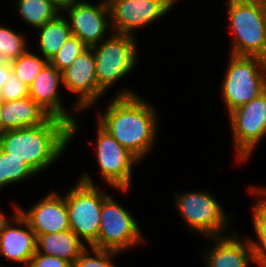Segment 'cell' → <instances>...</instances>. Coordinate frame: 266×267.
Masks as SVG:
<instances>
[{
    "label": "cell",
    "instance_id": "33",
    "mask_svg": "<svg viewBox=\"0 0 266 267\" xmlns=\"http://www.w3.org/2000/svg\"><path fill=\"white\" fill-rule=\"evenodd\" d=\"M2 100H0V135L4 132V131H6L4 128H3V125H2V118H1V116H2Z\"/></svg>",
    "mask_w": 266,
    "mask_h": 267
},
{
    "label": "cell",
    "instance_id": "23",
    "mask_svg": "<svg viewBox=\"0 0 266 267\" xmlns=\"http://www.w3.org/2000/svg\"><path fill=\"white\" fill-rule=\"evenodd\" d=\"M38 175L25 161L12 157L0 149V191L5 186L30 180Z\"/></svg>",
    "mask_w": 266,
    "mask_h": 267
},
{
    "label": "cell",
    "instance_id": "19",
    "mask_svg": "<svg viewBox=\"0 0 266 267\" xmlns=\"http://www.w3.org/2000/svg\"><path fill=\"white\" fill-rule=\"evenodd\" d=\"M88 246L72 231L38 235L36 251L74 264Z\"/></svg>",
    "mask_w": 266,
    "mask_h": 267
},
{
    "label": "cell",
    "instance_id": "24",
    "mask_svg": "<svg viewBox=\"0 0 266 267\" xmlns=\"http://www.w3.org/2000/svg\"><path fill=\"white\" fill-rule=\"evenodd\" d=\"M0 24V61L11 63L29 49L25 34Z\"/></svg>",
    "mask_w": 266,
    "mask_h": 267
},
{
    "label": "cell",
    "instance_id": "14",
    "mask_svg": "<svg viewBox=\"0 0 266 267\" xmlns=\"http://www.w3.org/2000/svg\"><path fill=\"white\" fill-rule=\"evenodd\" d=\"M95 65L93 49L88 47L62 72L63 87L76 96L74 105L82 113L95 107L106 94L97 83Z\"/></svg>",
    "mask_w": 266,
    "mask_h": 267
},
{
    "label": "cell",
    "instance_id": "34",
    "mask_svg": "<svg viewBox=\"0 0 266 267\" xmlns=\"http://www.w3.org/2000/svg\"><path fill=\"white\" fill-rule=\"evenodd\" d=\"M248 1H258V2L266 3V0H248Z\"/></svg>",
    "mask_w": 266,
    "mask_h": 267
},
{
    "label": "cell",
    "instance_id": "20",
    "mask_svg": "<svg viewBox=\"0 0 266 267\" xmlns=\"http://www.w3.org/2000/svg\"><path fill=\"white\" fill-rule=\"evenodd\" d=\"M249 194L254 195L252 207V223L256 238L248 236L253 248L255 259L259 267H266V187L251 185L247 188Z\"/></svg>",
    "mask_w": 266,
    "mask_h": 267
},
{
    "label": "cell",
    "instance_id": "13",
    "mask_svg": "<svg viewBox=\"0 0 266 267\" xmlns=\"http://www.w3.org/2000/svg\"><path fill=\"white\" fill-rule=\"evenodd\" d=\"M60 86H63L62 72L48 63L29 86V97L51 117L62 119L68 123L71 126V141H73L80 131L78 129H81L78 126L80 124L77 120L79 117L76 116L81 111L74 104L71 105V112L66 109L63 97H61L63 95H61Z\"/></svg>",
    "mask_w": 266,
    "mask_h": 267
},
{
    "label": "cell",
    "instance_id": "9",
    "mask_svg": "<svg viewBox=\"0 0 266 267\" xmlns=\"http://www.w3.org/2000/svg\"><path fill=\"white\" fill-rule=\"evenodd\" d=\"M96 125L93 152L102 181L116 192L127 194L132 189L134 167L141 162L98 123Z\"/></svg>",
    "mask_w": 266,
    "mask_h": 267
},
{
    "label": "cell",
    "instance_id": "2",
    "mask_svg": "<svg viewBox=\"0 0 266 267\" xmlns=\"http://www.w3.org/2000/svg\"><path fill=\"white\" fill-rule=\"evenodd\" d=\"M70 143L71 126L55 117L40 126L6 130L0 135V149L25 161L37 174L58 162Z\"/></svg>",
    "mask_w": 266,
    "mask_h": 267
},
{
    "label": "cell",
    "instance_id": "22",
    "mask_svg": "<svg viewBox=\"0 0 266 267\" xmlns=\"http://www.w3.org/2000/svg\"><path fill=\"white\" fill-rule=\"evenodd\" d=\"M23 23L34 29L54 19L61 10L50 0H16L12 1Z\"/></svg>",
    "mask_w": 266,
    "mask_h": 267
},
{
    "label": "cell",
    "instance_id": "17",
    "mask_svg": "<svg viewBox=\"0 0 266 267\" xmlns=\"http://www.w3.org/2000/svg\"><path fill=\"white\" fill-rule=\"evenodd\" d=\"M37 236L18 213L0 233V257L28 267L36 253Z\"/></svg>",
    "mask_w": 266,
    "mask_h": 267
},
{
    "label": "cell",
    "instance_id": "28",
    "mask_svg": "<svg viewBox=\"0 0 266 267\" xmlns=\"http://www.w3.org/2000/svg\"><path fill=\"white\" fill-rule=\"evenodd\" d=\"M29 97V86L19 80L14 72L0 91V100L3 102L20 100Z\"/></svg>",
    "mask_w": 266,
    "mask_h": 267
},
{
    "label": "cell",
    "instance_id": "31",
    "mask_svg": "<svg viewBox=\"0 0 266 267\" xmlns=\"http://www.w3.org/2000/svg\"><path fill=\"white\" fill-rule=\"evenodd\" d=\"M12 72L13 71L10 63L0 61V91L3 85L8 81V78Z\"/></svg>",
    "mask_w": 266,
    "mask_h": 267
},
{
    "label": "cell",
    "instance_id": "18",
    "mask_svg": "<svg viewBox=\"0 0 266 267\" xmlns=\"http://www.w3.org/2000/svg\"><path fill=\"white\" fill-rule=\"evenodd\" d=\"M51 116L32 98L2 102V125L5 130L36 127Z\"/></svg>",
    "mask_w": 266,
    "mask_h": 267
},
{
    "label": "cell",
    "instance_id": "27",
    "mask_svg": "<svg viewBox=\"0 0 266 267\" xmlns=\"http://www.w3.org/2000/svg\"><path fill=\"white\" fill-rule=\"evenodd\" d=\"M121 253L87 247L74 262L73 267H116L114 259ZM115 256V257H114ZM114 258V259H113Z\"/></svg>",
    "mask_w": 266,
    "mask_h": 267
},
{
    "label": "cell",
    "instance_id": "15",
    "mask_svg": "<svg viewBox=\"0 0 266 267\" xmlns=\"http://www.w3.org/2000/svg\"><path fill=\"white\" fill-rule=\"evenodd\" d=\"M48 191L28 209L19 205V213L36 236L70 229L65 195L54 190Z\"/></svg>",
    "mask_w": 266,
    "mask_h": 267
},
{
    "label": "cell",
    "instance_id": "21",
    "mask_svg": "<svg viewBox=\"0 0 266 267\" xmlns=\"http://www.w3.org/2000/svg\"><path fill=\"white\" fill-rule=\"evenodd\" d=\"M37 51L48 61L60 50L72 35L68 21L62 12L43 26L38 27Z\"/></svg>",
    "mask_w": 266,
    "mask_h": 267
},
{
    "label": "cell",
    "instance_id": "5",
    "mask_svg": "<svg viewBox=\"0 0 266 267\" xmlns=\"http://www.w3.org/2000/svg\"><path fill=\"white\" fill-rule=\"evenodd\" d=\"M79 177L64 195L70 230L89 247L97 240L103 200L109 193L97 185L88 171Z\"/></svg>",
    "mask_w": 266,
    "mask_h": 267
},
{
    "label": "cell",
    "instance_id": "1",
    "mask_svg": "<svg viewBox=\"0 0 266 267\" xmlns=\"http://www.w3.org/2000/svg\"><path fill=\"white\" fill-rule=\"evenodd\" d=\"M111 98L104 112L98 111L96 122L143 161L152 153L159 136V112L155 105L132 89L119 88Z\"/></svg>",
    "mask_w": 266,
    "mask_h": 267
},
{
    "label": "cell",
    "instance_id": "7",
    "mask_svg": "<svg viewBox=\"0 0 266 267\" xmlns=\"http://www.w3.org/2000/svg\"><path fill=\"white\" fill-rule=\"evenodd\" d=\"M137 37L112 33L99 44L92 46L96 60L98 85L107 93L112 86L136 69L139 45Z\"/></svg>",
    "mask_w": 266,
    "mask_h": 267
},
{
    "label": "cell",
    "instance_id": "16",
    "mask_svg": "<svg viewBox=\"0 0 266 267\" xmlns=\"http://www.w3.org/2000/svg\"><path fill=\"white\" fill-rule=\"evenodd\" d=\"M236 230L231 234L209 237L212 242L203 250L202 261L206 267H251L257 264L248 237H239ZM245 238V239H244ZM254 263V264H253Z\"/></svg>",
    "mask_w": 266,
    "mask_h": 267
},
{
    "label": "cell",
    "instance_id": "26",
    "mask_svg": "<svg viewBox=\"0 0 266 267\" xmlns=\"http://www.w3.org/2000/svg\"><path fill=\"white\" fill-rule=\"evenodd\" d=\"M88 48L77 36L71 35L49 63L63 72L84 50Z\"/></svg>",
    "mask_w": 266,
    "mask_h": 267
},
{
    "label": "cell",
    "instance_id": "8",
    "mask_svg": "<svg viewBox=\"0 0 266 267\" xmlns=\"http://www.w3.org/2000/svg\"><path fill=\"white\" fill-rule=\"evenodd\" d=\"M113 195L108 194L103 200L98 237L91 247L123 253L146 240L140 223Z\"/></svg>",
    "mask_w": 266,
    "mask_h": 267
},
{
    "label": "cell",
    "instance_id": "29",
    "mask_svg": "<svg viewBox=\"0 0 266 267\" xmlns=\"http://www.w3.org/2000/svg\"><path fill=\"white\" fill-rule=\"evenodd\" d=\"M28 267H73V264L55 256L41 254L36 251Z\"/></svg>",
    "mask_w": 266,
    "mask_h": 267
},
{
    "label": "cell",
    "instance_id": "12",
    "mask_svg": "<svg viewBox=\"0 0 266 267\" xmlns=\"http://www.w3.org/2000/svg\"><path fill=\"white\" fill-rule=\"evenodd\" d=\"M61 12L65 14L72 35L77 36L88 47L99 44L113 33L107 0L96 4L79 0Z\"/></svg>",
    "mask_w": 266,
    "mask_h": 267
},
{
    "label": "cell",
    "instance_id": "30",
    "mask_svg": "<svg viewBox=\"0 0 266 267\" xmlns=\"http://www.w3.org/2000/svg\"><path fill=\"white\" fill-rule=\"evenodd\" d=\"M13 206V214H10L9 216L6 215L4 213V211H2L0 209V233L5 229V227L10 223V221L19 213V203H14V201H12L11 203Z\"/></svg>",
    "mask_w": 266,
    "mask_h": 267
},
{
    "label": "cell",
    "instance_id": "3",
    "mask_svg": "<svg viewBox=\"0 0 266 267\" xmlns=\"http://www.w3.org/2000/svg\"><path fill=\"white\" fill-rule=\"evenodd\" d=\"M231 34L230 55L260 57L266 61V3L226 0Z\"/></svg>",
    "mask_w": 266,
    "mask_h": 267
},
{
    "label": "cell",
    "instance_id": "10",
    "mask_svg": "<svg viewBox=\"0 0 266 267\" xmlns=\"http://www.w3.org/2000/svg\"><path fill=\"white\" fill-rule=\"evenodd\" d=\"M237 162H247L266 137V90L228 115ZM236 152V153H235Z\"/></svg>",
    "mask_w": 266,
    "mask_h": 267
},
{
    "label": "cell",
    "instance_id": "32",
    "mask_svg": "<svg viewBox=\"0 0 266 267\" xmlns=\"http://www.w3.org/2000/svg\"><path fill=\"white\" fill-rule=\"evenodd\" d=\"M52 3H54L61 11L72 5L74 2H77L79 0H50Z\"/></svg>",
    "mask_w": 266,
    "mask_h": 267
},
{
    "label": "cell",
    "instance_id": "6",
    "mask_svg": "<svg viewBox=\"0 0 266 267\" xmlns=\"http://www.w3.org/2000/svg\"><path fill=\"white\" fill-rule=\"evenodd\" d=\"M228 56L219 94L229 115L266 90V61L260 57Z\"/></svg>",
    "mask_w": 266,
    "mask_h": 267
},
{
    "label": "cell",
    "instance_id": "25",
    "mask_svg": "<svg viewBox=\"0 0 266 267\" xmlns=\"http://www.w3.org/2000/svg\"><path fill=\"white\" fill-rule=\"evenodd\" d=\"M34 52L36 51L32 52L29 48L25 53L10 63L12 71L27 86L32 84L37 75L49 63L39 53L36 54Z\"/></svg>",
    "mask_w": 266,
    "mask_h": 267
},
{
    "label": "cell",
    "instance_id": "4",
    "mask_svg": "<svg viewBox=\"0 0 266 267\" xmlns=\"http://www.w3.org/2000/svg\"><path fill=\"white\" fill-rule=\"evenodd\" d=\"M173 194L174 207L190 232L207 239L228 235L234 231L229 227L236 216L228 211L226 213L223 205L209 190L175 191Z\"/></svg>",
    "mask_w": 266,
    "mask_h": 267
},
{
    "label": "cell",
    "instance_id": "11",
    "mask_svg": "<svg viewBox=\"0 0 266 267\" xmlns=\"http://www.w3.org/2000/svg\"><path fill=\"white\" fill-rule=\"evenodd\" d=\"M182 1V0H181ZM180 0H107L113 33L131 35L170 12ZM137 31V32H136Z\"/></svg>",
    "mask_w": 266,
    "mask_h": 267
}]
</instances>
